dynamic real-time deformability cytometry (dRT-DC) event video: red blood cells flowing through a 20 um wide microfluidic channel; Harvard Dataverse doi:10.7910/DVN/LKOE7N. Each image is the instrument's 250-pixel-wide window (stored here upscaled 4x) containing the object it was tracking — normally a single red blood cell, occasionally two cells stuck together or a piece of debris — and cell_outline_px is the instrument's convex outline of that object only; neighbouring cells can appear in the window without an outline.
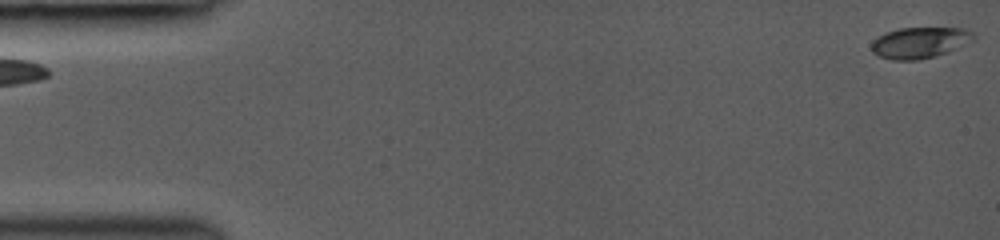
{"species": "common noctule bat (a hibernating species)", "species_latin": "Nyctalus noctula", "temperature_condition": "room temperature", "stored_images_in_passage": 45, "camera_frame_rate_fps": 3000, "um_per_image_px": 0.085, "animal": {"sex": "female", "body_mass_g": 19.0, "forearm_length_mm": 53.3}, "frame": {"image": 1, "passage_image": 1, "time_ms": 0.0, "image_size_px": [1000, 240], "cell_outline_px": [[976, 40], [968, 44], [948, 52], [936, 56], [920, 60], [892, 60], [880, 56], [872, 52], [872, 40], [876, 36], [900, 28], [964, 28], [976, 32]], "centroid_in_image_um": [78.25, 3.62], "position_along_channel_um": 6.8, "area_um2": 18.84}}
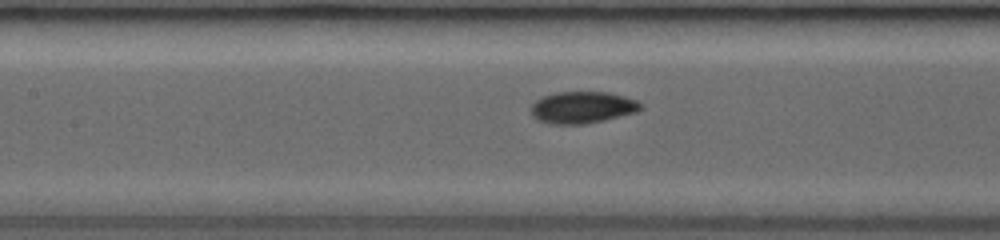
{"frame": {"image": 2, "passage_image": 22, "time_ms": 7.0, "image_size_px": [1000, 240], "cell_outline_px": [[644, 108], [636, 112], [604, 120], [584, 124], [548, 124], [536, 120], [532, 116], [532, 104], [536, 100], [544, 96], [556, 92], [608, 92], [624, 96], [636, 100], [644, 104]], "centroid_in_image_um": [49.52, 9.13], "position_along_channel_um": 157.9, "area_um2": 20.46}}
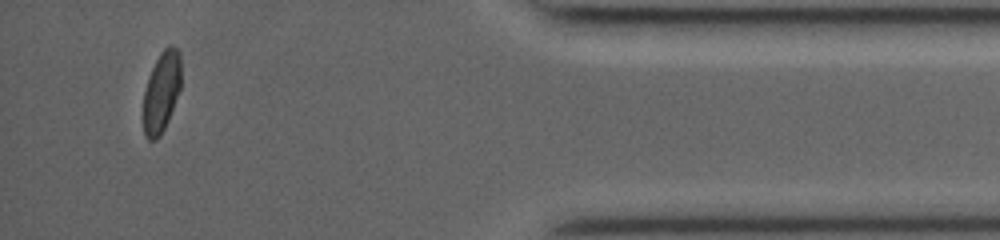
{"frame": {"image": 3, "passage_image": 43, "time_ms": 14.0, "image_size_px": [1000, 240], "cell_outline_px": [[180, 88], [168, 120], [160, 136], [156, 140], [148, 140], [144, 136], [144, 92], [148, 76], [160, 52], [168, 44], [172, 44], [180, 52]], "centroid_in_image_um": [13.72, 7.79], "position_along_channel_um": 421.5, "area_um2": 17.69}}